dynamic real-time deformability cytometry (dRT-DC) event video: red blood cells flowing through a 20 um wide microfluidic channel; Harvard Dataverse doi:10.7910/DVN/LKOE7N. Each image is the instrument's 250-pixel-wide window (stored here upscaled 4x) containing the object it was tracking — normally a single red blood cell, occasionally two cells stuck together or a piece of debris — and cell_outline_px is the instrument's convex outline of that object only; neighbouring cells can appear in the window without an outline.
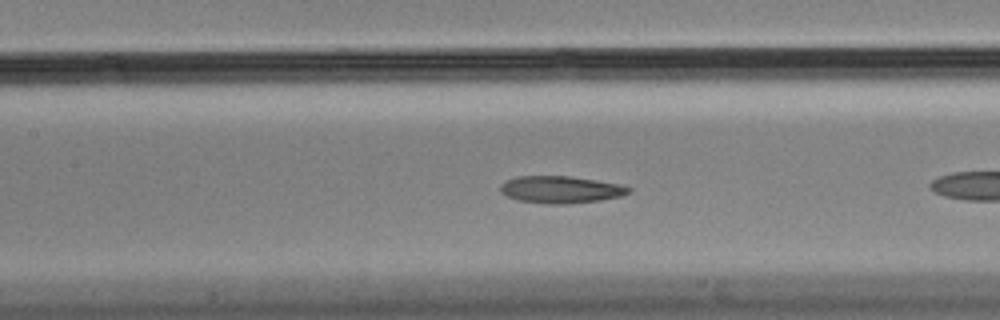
{"species": "Egyptian fruit bat (a non-hibernating species)", "species_latin": "Rousettus aegyptiacus", "temperature_condition": "cold", "stored_images_in_passage": 30, "camera_frame_rate_fps": 3000, "um_per_image_px": 0.085, "animal": {"sex": "male"}, "frame": {"image": 1, "passage_image": 10, "time_ms": 3.0, "image_size_px": [1000, 320], "cell_outline_px": [[632, 192], [620, 196], [600, 200], [564, 204], [548, 204], [520, 200], [508, 196], [500, 192], [500, 184], [516, 176], [568, 176], [596, 180], [620, 184], [632, 188]], "centroid_in_image_um": [47.68, 16.11], "position_along_channel_um": 159.7, "area_um2": 20.17}}
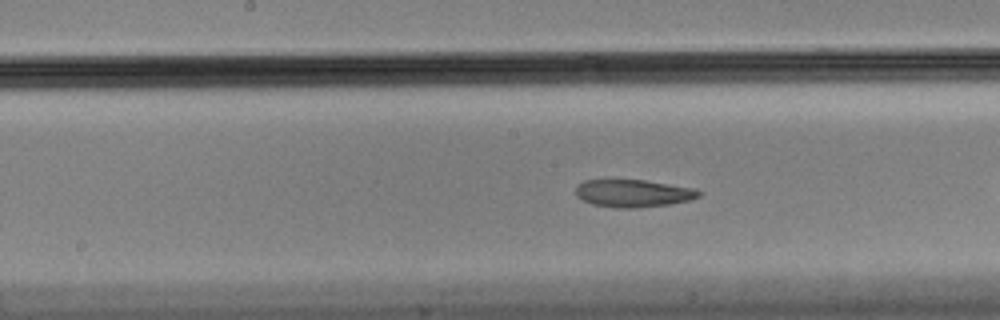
{"frame": {"image": 2, "passage_image": 13, "time_ms": 4.0, "image_size_px": [1000, 320], "cell_outline_px": [[700, 196], [692, 200], [668, 204], [640, 208], [616, 208], [592, 204], [576, 196], [576, 188], [584, 180], [644, 180], [692, 188], [700, 192]], "centroid_in_image_um": [53.82, 16.44], "position_along_channel_um": 194.4, "area_um2": 19.59}}
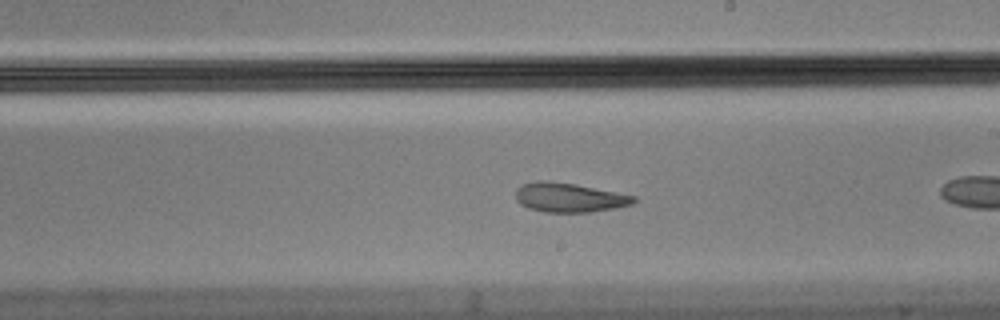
{"frame": {"image": 3, "passage_image": 17, "time_ms": 5.333, "image_size_px": [1000, 320], "cell_outline_px": [[636, 200], [632, 204], [612, 208], [588, 212], [544, 212], [528, 208], [520, 204], [516, 200], [516, 188], [520, 184], [536, 180], [544, 180], [576, 184], [636, 196]], "centroid_in_image_um": [48.32, 16.77], "position_along_channel_um": 240.7, "area_um2": 20.17}}